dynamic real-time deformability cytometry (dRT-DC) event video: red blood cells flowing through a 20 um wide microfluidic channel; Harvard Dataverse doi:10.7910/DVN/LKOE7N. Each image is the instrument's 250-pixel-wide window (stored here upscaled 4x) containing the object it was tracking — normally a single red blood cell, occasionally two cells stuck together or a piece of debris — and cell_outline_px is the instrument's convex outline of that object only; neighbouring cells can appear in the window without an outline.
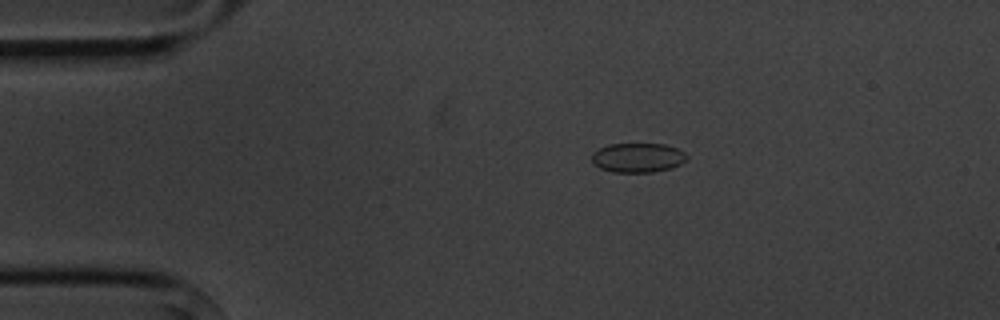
{"species": "common noctule bat (a hibernating species)", "species_latin": "Nyctalus noctula", "temperature_condition": "cold", "stored_images_in_passage": 2, "camera_frame_rate_fps": 3000, "um_per_image_px": 0.085, "animal": {"sex": "male", "body_mass_g": 20.1, "forearm_length_mm": 53.5}, "frame": {"image": 1, "passage_image": 1, "time_ms": 0.0, "image_size_px": [1000, 320], "cell_outline_px": [[688, 160], [672, 168], [652, 172], [612, 172], [600, 168], [592, 160], [592, 152], [608, 144], [664, 144], [676, 148], [684, 152], [688, 156]], "centroid_in_image_um": [54.23, 13.4], "position_along_channel_um": 30.8, "area_um2": 16.3}}